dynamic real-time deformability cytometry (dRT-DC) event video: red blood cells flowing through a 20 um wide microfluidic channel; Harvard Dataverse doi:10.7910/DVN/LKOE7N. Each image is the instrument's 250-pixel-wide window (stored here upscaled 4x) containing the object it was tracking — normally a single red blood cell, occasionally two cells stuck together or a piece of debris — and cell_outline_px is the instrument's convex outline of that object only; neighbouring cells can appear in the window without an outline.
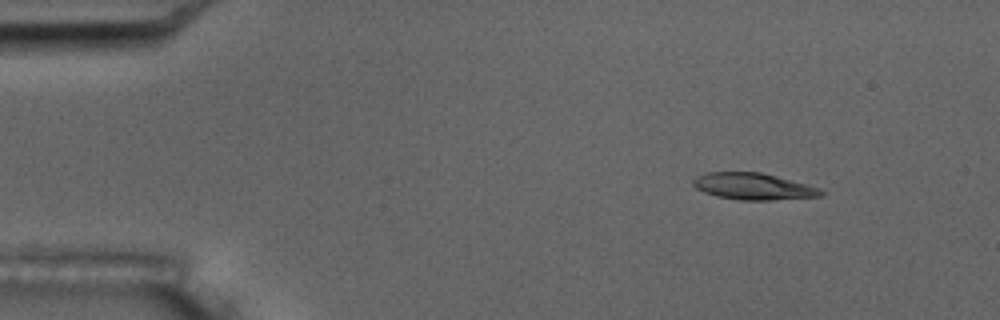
{"species": "common noctule bat (a hibernating species)", "species_latin": "Nyctalus noctula", "temperature_condition": "room temperature", "stored_images_in_passage": 4, "camera_frame_rate_fps": 3000, "um_per_image_px": 0.085, "animal": {"sex": "male", "body_mass_g": 17.5, "forearm_length_mm": 52.3}, "frame": {"image": 1, "passage_image": 2, "time_ms": 1.0, "image_size_px": [1000, 320], "cell_outline_px": [[824, 192], [820, 196], [772, 200], [740, 200], [716, 196], [704, 192], [696, 188], [692, 184], [692, 180], [696, 176], [708, 172], [760, 172], [776, 176], [820, 188]], "centroid_in_image_um": [63.99, 15.84], "position_along_channel_um": 21.0, "area_um2": 19.71}}